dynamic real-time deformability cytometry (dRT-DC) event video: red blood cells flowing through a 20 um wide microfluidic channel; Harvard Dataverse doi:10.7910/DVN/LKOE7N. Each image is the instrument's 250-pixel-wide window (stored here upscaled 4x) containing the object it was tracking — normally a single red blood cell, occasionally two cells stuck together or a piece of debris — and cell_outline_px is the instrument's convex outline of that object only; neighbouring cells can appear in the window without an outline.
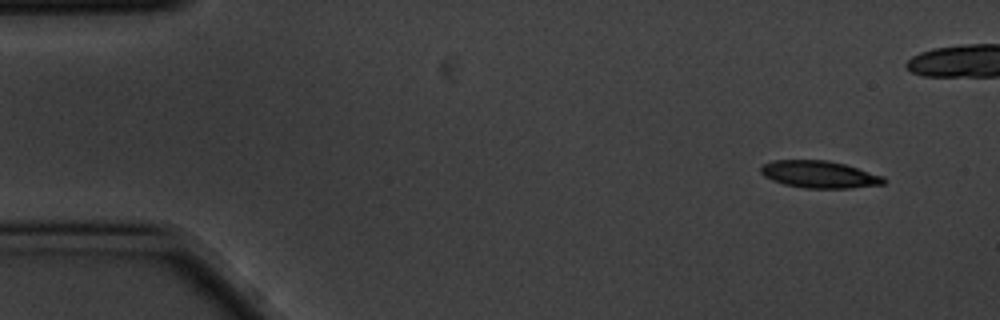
{"species": "common noctule bat (a hibernating species)", "species_latin": "Nyctalus noctula", "temperature_condition": "cold", "stored_images_in_passage": 8, "camera_frame_rate_fps": 3000, "um_per_image_px": 0.085, "animal": {"sex": "male", "body_mass_g": 20.1, "forearm_length_mm": 53.5}, "frame": {"image": 1, "passage_image": 1, "time_ms": 0.0, "image_size_px": [1000, 320], "cell_outline_px": [[888, 180], [884, 184], [852, 188], [804, 188], [784, 184], [772, 180], [764, 176], [760, 172], [760, 168], [764, 164], [772, 160], [828, 160], [844, 164], [884, 176]], "centroid_in_image_um": [69.66, 14.83], "position_along_channel_um": 15.3, "area_um2": 19.54}}